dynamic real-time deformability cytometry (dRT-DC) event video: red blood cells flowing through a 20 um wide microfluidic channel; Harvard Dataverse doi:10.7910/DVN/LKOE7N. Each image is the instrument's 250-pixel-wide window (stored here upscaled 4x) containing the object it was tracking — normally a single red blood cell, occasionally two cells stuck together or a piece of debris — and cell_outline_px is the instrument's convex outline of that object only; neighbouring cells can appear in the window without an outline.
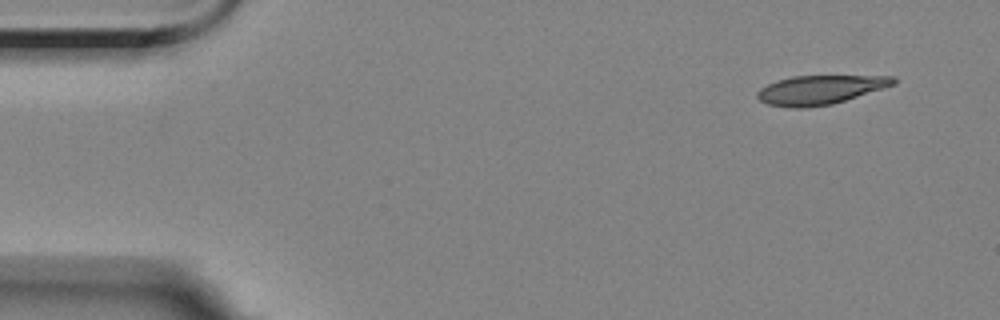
{"species": "Egyptian fruit bat (a non-hibernating species)", "species_latin": "Rousettus aegyptiacus", "temperature_condition": "room temperature", "stored_images_in_passage": 3, "camera_frame_rate_fps": 3000, "um_per_image_px": 0.085, "animal": {"sex": "female"}, "frame": {"image": 1, "passage_image": 1, "time_ms": 0.0, "image_size_px": [1000, 320], "cell_outline_px": [[896, 84], [832, 104], [808, 108], [792, 108], [768, 104], [760, 100], [756, 96], [756, 92], [760, 88], [776, 80], [792, 76], [892, 76], [896, 80]], "centroid_in_image_um": [69.66, 7.64], "position_along_channel_um": 15.3, "area_um2": 22.95}}
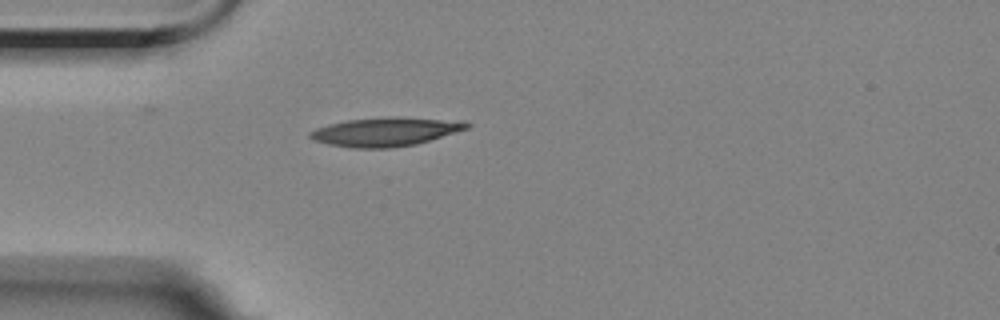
{"frame": {"image": 2, "passage_image": 3, "time_ms": 3.667, "image_size_px": [1000, 320], "cell_outline_px": [[472, 124], [468, 128], [416, 144], [388, 148], [352, 148], [328, 144], [312, 140], [308, 136], [308, 132], [316, 128], [328, 124], [348, 120], [392, 116], [400, 116], [464, 120]], "centroid_in_image_um": [32.78, 11.18], "position_along_channel_um": 52.2, "area_um2": 26.59}}